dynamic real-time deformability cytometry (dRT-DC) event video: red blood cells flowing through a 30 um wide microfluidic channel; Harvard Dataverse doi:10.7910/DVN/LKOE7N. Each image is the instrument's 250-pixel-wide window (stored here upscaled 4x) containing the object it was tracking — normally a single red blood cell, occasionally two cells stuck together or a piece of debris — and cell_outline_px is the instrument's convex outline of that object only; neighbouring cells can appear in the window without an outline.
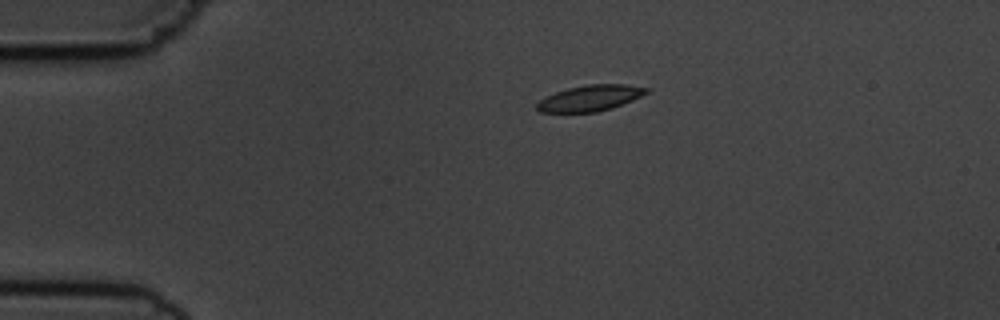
{"species": "common noctule bat (a hibernating species)", "species_latin": "Nyctalus noctula", "temperature_condition": "cold", "stored_images_in_passage": 3, "camera_frame_rate_fps": 3000, "um_per_image_px": 0.085, "animal": {"sex": "male", "body_mass_g": 19.5, "forearm_length_mm": 54.6}, "frame": {"image": 1, "passage_image": 1, "time_ms": 0.0, "image_size_px": [1000, 320], "cell_outline_px": [[652, 88], [648, 92], [632, 100], [612, 108], [596, 112], [540, 112], [536, 108], [536, 104], [544, 96], [568, 88], [588, 84], [624, 84]], "centroid_in_image_um": [50.16, 8.33], "position_along_channel_um": 34.8, "area_um2": 16.53}}
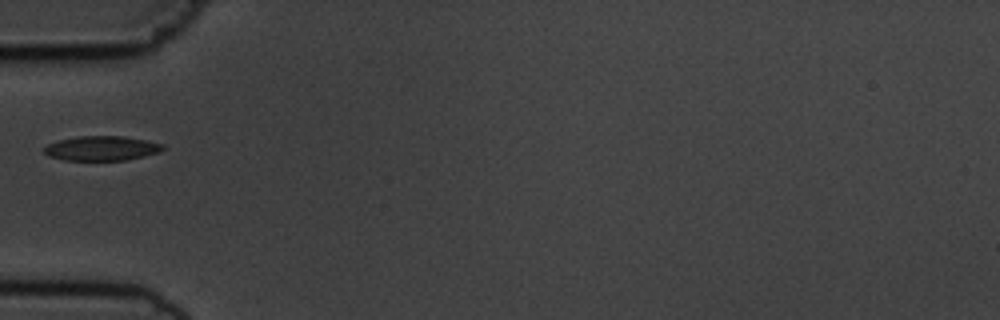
{"frame": {"image": 2, "passage_image": 3, "time_ms": 2.333, "image_size_px": [1000, 320], "cell_outline_px": [[164, 148], [160, 152], [128, 160], [64, 160], [48, 156], [44, 152], [44, 148], [48, 144], [56, 140], [76, 136], [124, 136], [164, 144]], "centroid_in_image_um": [8.62, 12.6], "position_along_channel_um": 76.4, "area_um2": 17.11}}